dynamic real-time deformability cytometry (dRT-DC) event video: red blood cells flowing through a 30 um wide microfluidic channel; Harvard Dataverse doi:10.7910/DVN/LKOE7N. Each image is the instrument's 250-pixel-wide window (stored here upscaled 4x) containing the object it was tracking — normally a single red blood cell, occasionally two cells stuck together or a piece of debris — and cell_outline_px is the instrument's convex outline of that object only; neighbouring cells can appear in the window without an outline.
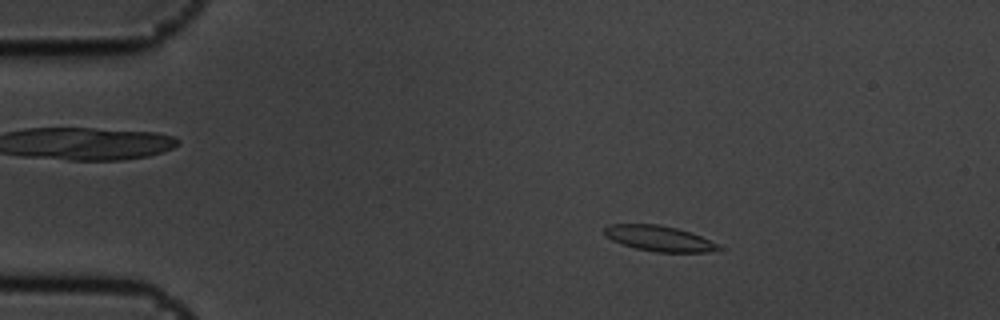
{"species": "common noctule bat (a hibernating species)", "species_latin": "Nyctalus noctula", "temperature_condition": "cold", "stored_images_in_passage": 4, "camera_frame_rate_fps": 3000, "um_per_image_px": 0.085, "animal": {"sex": "male", "body_mass_g": 19.5, "forearm_length_mm": 54.6}, "frame": {"image": 1, "passage_image": 2, "time_ms": 0.333, "image_size_px": [1000, 320], "cell_outline_px": [[724, 248], [708, 252], [656, 252], [636, 248], [620, 244], [604, 236], [604, 228], [608, 224], [660, 224], [676, 228], [700, 236]], "centroid_in_image_um": [55.96, 20.26], "position_along_channel_um": 29.0, "area_um2": 16.88}}
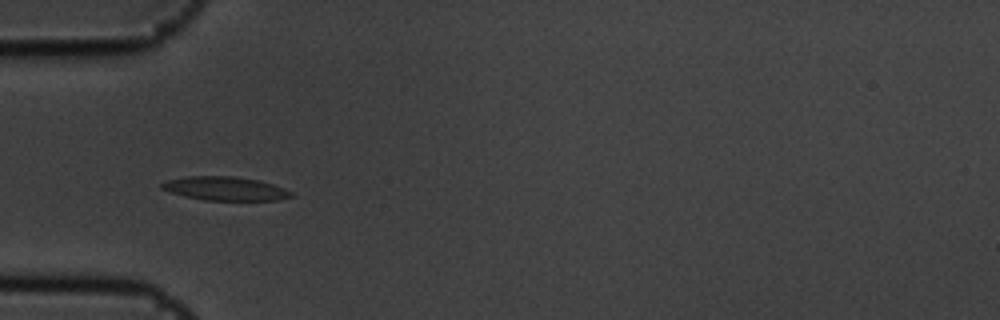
{"frame": {"image": 2, "passage_image": 4, "time_ms": 1.0, "image_size_px": [1000, 320], "cell_outline_px": [[292, 196], [280, 200], [204, 200], [184, 196], [160, 188], [160, 184], [168, 180], [188, 176], [232, 176], [256, 180], [272, 184], [284, 188], [292, 192]], "centroid_in_image_um": [19.13, 16.03], "position_along_channel_um": 65.9, "area_um2": 17.69}}